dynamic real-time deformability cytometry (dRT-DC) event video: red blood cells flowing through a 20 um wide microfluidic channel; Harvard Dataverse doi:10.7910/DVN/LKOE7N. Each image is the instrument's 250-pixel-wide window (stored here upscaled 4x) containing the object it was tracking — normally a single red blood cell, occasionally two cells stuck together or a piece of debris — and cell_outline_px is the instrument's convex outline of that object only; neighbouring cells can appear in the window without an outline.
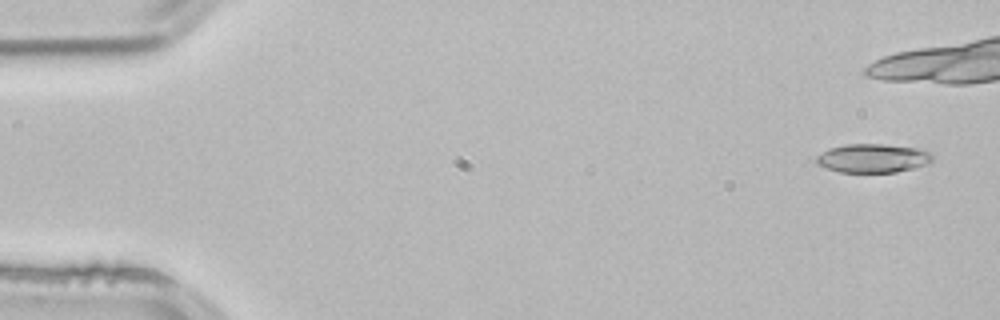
{"species": "common noctule bat (a hibernating species)", "species_latin": "Nyctalus noctula", "temperature_condition": "room temperature", "stored_images_in_passage": 4, "camera_frame_rate_fps": 3000, "um_per_image_px": 0.085, "animal": {"sex": "male", "body_mass_g": 21.5, "forearm_length_mm": 52.0}, "frame": {"image": 1, "passage_image": 1, "time_ms": 0.0, "image_size_px": [1000, 320], "cell_outline_px": [[932, 160], [928, 164], [896, 172], [840, 172], [816, 164], [816, 156], [832, 148], [844, 144], [884, 144], [924, 148], [932, 156]], "centroid_in_image_um": [74.23, 13.44], "position_along_channel_um": 10.8, "area_um2": 19.42}}